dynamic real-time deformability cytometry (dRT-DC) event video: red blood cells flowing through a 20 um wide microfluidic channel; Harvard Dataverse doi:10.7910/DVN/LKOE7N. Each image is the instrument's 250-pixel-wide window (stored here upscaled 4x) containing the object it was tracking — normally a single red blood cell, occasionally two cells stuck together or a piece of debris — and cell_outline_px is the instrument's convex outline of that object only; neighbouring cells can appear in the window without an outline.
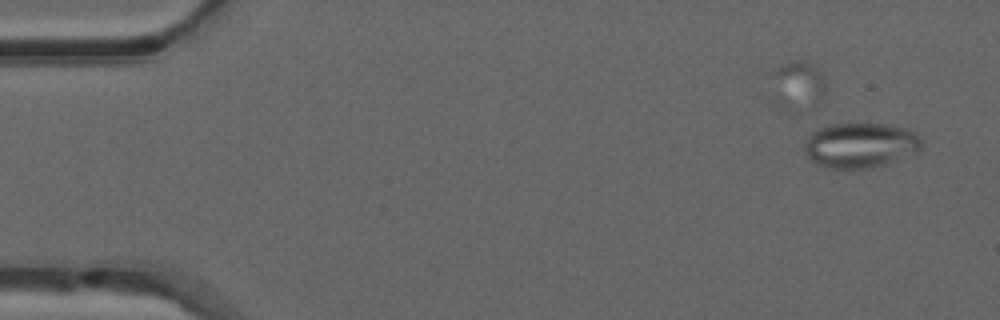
{"species": "common noctule bat (a hibernating species)", "species_latin": "Nyctalus noctula", "temperature_condition": "warm", "stored_images_in_passage": 49, "camera_frame_rate_fps": 3000, "um_per_image_px": 0.085, "animal": {"sex": "male", "forearm_length_mm": 52.5}, "frame": {"image": 1, "passage_image": 2, "time_ms": 0.333, "image_size_px": [1000, 320], "cell_outline_px": [[920, 152], [888, 164], [872, 168], [828, 168], [816, 164], [804, 152], [804, 140], [816, 128], [828, 124], [884, 124], [904, 128], [912, 132], [920, 140]], "centroid_in_image_um": [73.09, 12.36], "position_along_channel_um": 11.9, "area_um2": 30.92}}
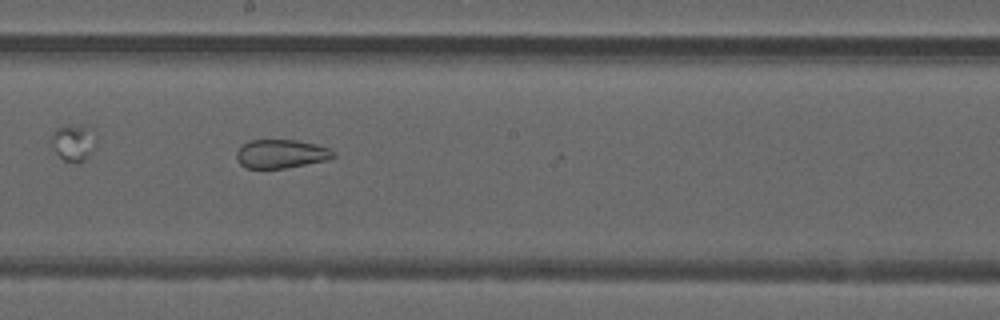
{"frame": {"image": 2, "passage_image": 27, "time_ms": 8.667, "image_size_px": [1000, 320], "cell_outline_px": [[336, 156], [328, 160], [284, 168], [244, 168], [236, 160], [236, 152], [248, 140], [296, 140], [316, 144], [328, 148], [336, 152]], "centroid_in_image_um": [23.9, 13.08], "position_along_channel_um": 224.3, "area_um2": 16.24}}
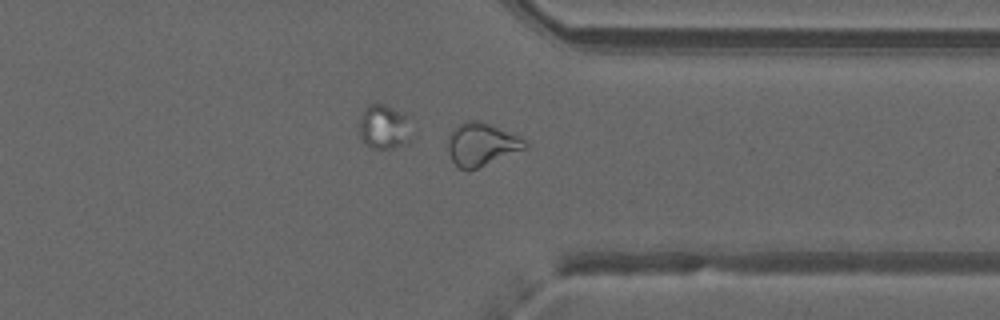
{"frame": {"image": 3, "passage_image": 38, "time_ms": 12.333, "image_size_px": [1000, 320], "cell_outline_px": [[528, 148], [468, 172], [460, 168], [452, 160], [448, 152], [448, 136], [452, 128], [464, 120], [476, 120], [488, 124], [516, 136], [524, 140], [528, 144]], "centroid_in_image_um": [40.88, 12.29], "position_along_channel_um": 370.5, "area_um2": 19.25}, "authors_computed_cell_mechanics": {"area_um2": 27.6284, "velocity_mm_per_s": 4.042, "shape_relaxation_time_tau1_ms": null, "shape_relaxation_time_tau2_ms": 2.2398, "deformation_change_tau1": null, "deformation_change_tau2": 0.0882}}